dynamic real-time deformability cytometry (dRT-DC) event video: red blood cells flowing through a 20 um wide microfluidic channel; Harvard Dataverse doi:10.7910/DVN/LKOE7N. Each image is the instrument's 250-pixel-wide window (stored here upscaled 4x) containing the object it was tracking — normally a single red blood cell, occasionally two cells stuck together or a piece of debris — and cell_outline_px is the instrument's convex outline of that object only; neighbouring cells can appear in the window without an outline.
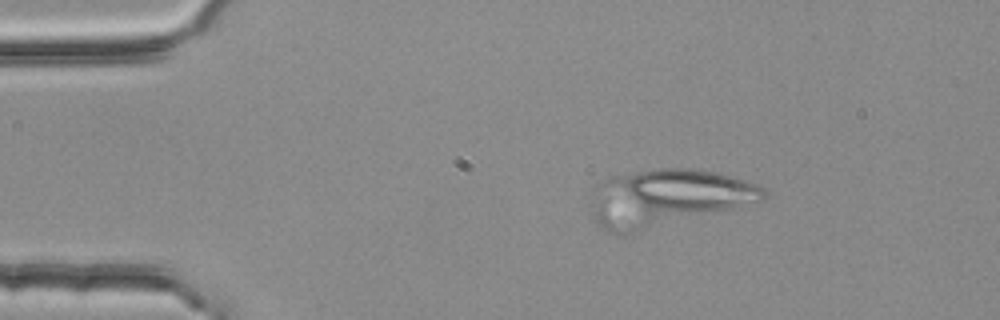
{"species": "common noctule bat (a hibernating species)", "species_latin": "Nyctalus noctula", "temperature_condition": "room temperature", "stored_images_in_passage": 5, "camera_frame_rate_fps": 3000, "um_per_image_px": 0.085, "animal": {"sex": "female", "body_mass_g": 25.1}, "frame": {"image": 1, "passage_image": 5, "time_ms": 1.333, "image_size_px": [1000, 320], "cell_outline_px": [[768, 192], [760, 200], [640, 232], [608, 232], [596, 220], [592, 192], [596, 184], [600, 180], [608, 176], [660, 168], [688, 168], [712, 172], [760, 184]], "centroid_in_image_um": [56.69, 16.78], "position_along_channel_um": 28.3, "area_um2": 56.12}}